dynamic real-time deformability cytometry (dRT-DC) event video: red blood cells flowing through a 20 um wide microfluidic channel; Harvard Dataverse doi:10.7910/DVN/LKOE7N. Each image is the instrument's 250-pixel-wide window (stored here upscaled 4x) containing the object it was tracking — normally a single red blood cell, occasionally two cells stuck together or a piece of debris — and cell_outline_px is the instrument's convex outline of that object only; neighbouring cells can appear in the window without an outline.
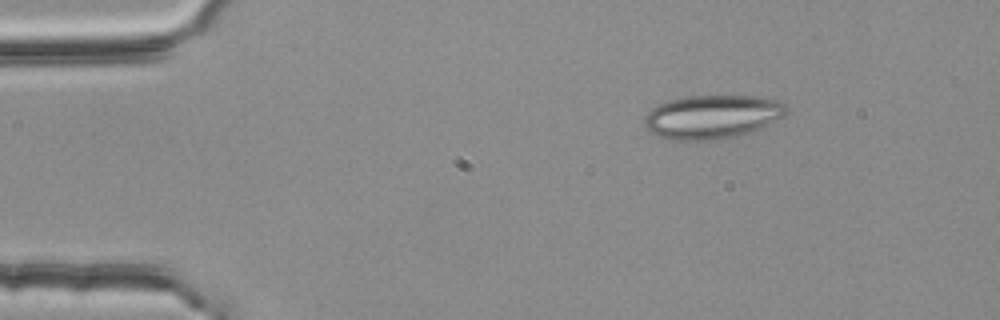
{"species": "common noctule bat (a hibernating species)", "species_latin": "Nyctalus noctula", "temperature_condition": "room temperature", "stored_images_in_passage": 3, "camera_frame_rate_fps": 3000, "um_per_image_px": 0.085, "animal": {"sex": "female", "body_mass_g": 25.1}, "frame": {"image": 1, "passage_image": 1, "time_ms": 0.0, "image_size_px": [1000, 320], "cell_outline_px": [[788, 108], [784, 116], [760, 128], [748, 132], [732, 136], [712, 140], [672, 140], [648, 132], [644, 128], [644, 116], [652, 108], [660, 104], [684, 96], [760, 96], [776, 100], [784, 104]], "centroid_in_image_um": [60.5, 9.92], "position_along_channel_um": 24.5, "area_um2": 35.95}}